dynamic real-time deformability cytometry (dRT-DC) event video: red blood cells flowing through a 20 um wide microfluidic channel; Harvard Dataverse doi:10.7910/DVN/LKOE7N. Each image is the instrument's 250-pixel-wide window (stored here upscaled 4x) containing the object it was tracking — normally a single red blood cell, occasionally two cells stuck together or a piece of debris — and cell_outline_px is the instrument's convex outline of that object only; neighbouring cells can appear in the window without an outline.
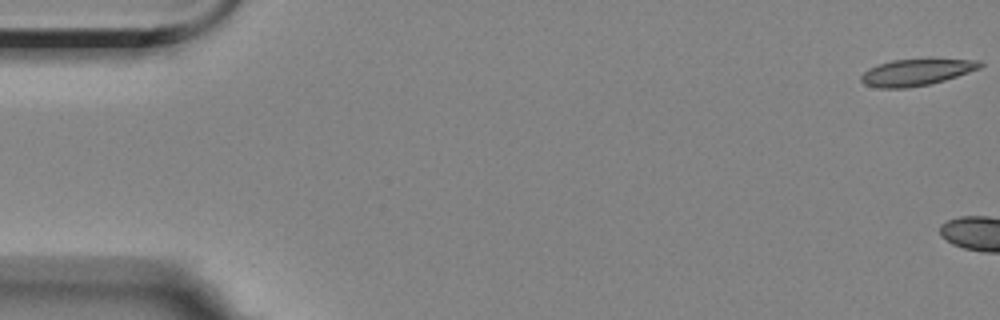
{"species": "Egyptian fruit bat (a non-hibernating species)", "species_latin": "Rousettus aegyptiacus", "temperature_condition": "room temperature", "stored_images_in_passage": 5, "camera_frame_rate_fps": 3000, "um_per_image_px": 0.085, "animal": {"sex": "female"}, "frame": {"image": 1, "passage_image": 1, "time_ms": 0.0, "image_size_px": [1000, 320], "cell_outline_px": [[984, 64], [980, 68], [944, 80], [928, 84], [908, 88], [880, 88], [864, 84], [860, 80], [860, 76], [868, 68], [892, 60], [928, 56], [932, 56], [980, 60]], "centroid_in_image_um": [77.95, 6.08], "position_along_channel_um": 7.1, "area_um2": 19.31}}